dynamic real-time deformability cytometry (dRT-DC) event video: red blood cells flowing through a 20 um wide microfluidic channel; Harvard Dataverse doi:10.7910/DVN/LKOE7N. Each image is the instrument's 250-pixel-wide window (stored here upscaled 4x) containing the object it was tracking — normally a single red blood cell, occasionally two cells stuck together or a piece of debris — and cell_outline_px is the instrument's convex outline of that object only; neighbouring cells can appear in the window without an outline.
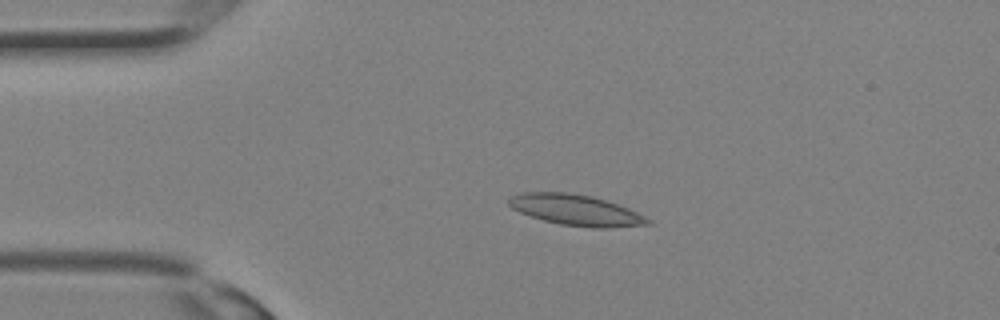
{"species": "Egyptian fruit bat (a non-hibernating species)", "species_latin": "Rousettus aegyptiacus", "temperature_condition": "room temperature", "stored_images_in_passage": 31, "camera_frame_rate_fps": 3000, "um_per_image_px": 0.085, "animal": {"sex": "female"}, "frame": {"image": 1, "passage_image": 6, "time_ms": 1.667, "image_size_px": [1000, 320], "cell_outline_px": [[652, 224], [608, 228], [592, 228], [560, 224], [544, 220], [520, 212], [512, 208], [508, 204], [508, 200], [512, 196], [520, 192], [568, 192], [592, 196], [628, 208], [652, 220]], "centroid_in_image_um": [48.96, 17.85], "position_along_channel_um": 36.0, "area_um2": 24.85}}
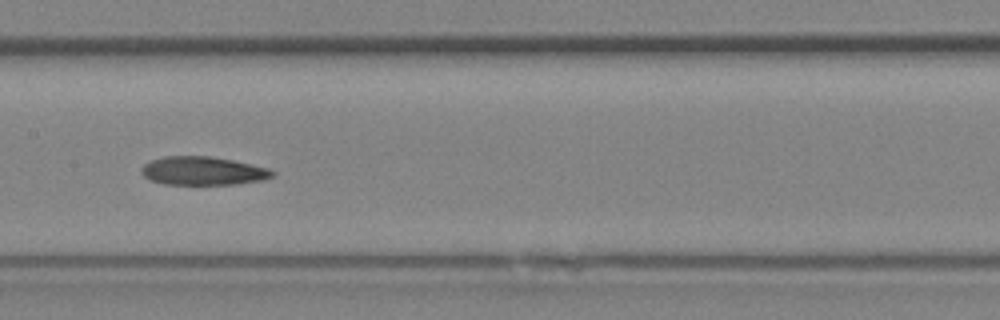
{"frame": {"image": 2, "passage_image": 15, "time_ms": 4.667, "image_size_px": [1000, 320], "cell_outline_px": [[276, 172], [272, 176], [260, 180], [236, 184], [164, 184], [152, 180], [144, 176], [140, 172], [140, 168], [144, 164], [152, 160], [164, 156], [208, 156], [232, 160], [252, 164], [268, 168]], "centroid_in_image_um": [17.23, 14.52], "position_along_channel_um": 190.2, "area_um2": 21.56}}
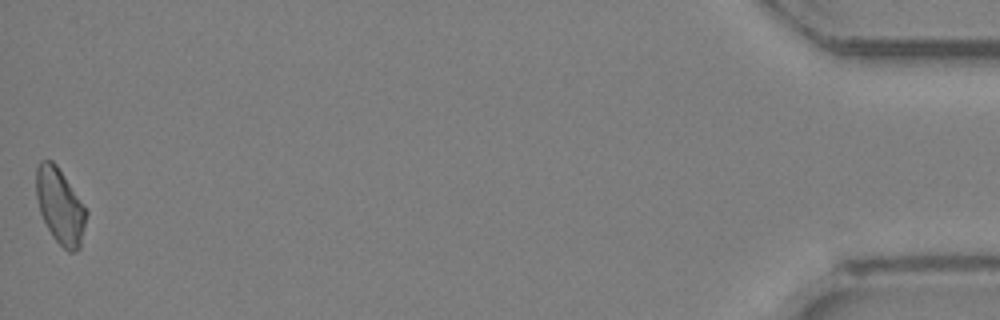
{"frame": {"image": 3, "passage_image": 31, "time_ms": 10.0, "image_size_px": [1000, 320], "cell_outline_px": [[88, 212], [80, 248], [72, 252], [68, 252], [52, 236], [40, 212], [36, 196], [36, 168], [40, 160], [52, 160], [56, 164]], "centroid_in_image_um": [5.1, 17.52], "position_along_channel_um": 430.1, "area_um2": 21.79}}